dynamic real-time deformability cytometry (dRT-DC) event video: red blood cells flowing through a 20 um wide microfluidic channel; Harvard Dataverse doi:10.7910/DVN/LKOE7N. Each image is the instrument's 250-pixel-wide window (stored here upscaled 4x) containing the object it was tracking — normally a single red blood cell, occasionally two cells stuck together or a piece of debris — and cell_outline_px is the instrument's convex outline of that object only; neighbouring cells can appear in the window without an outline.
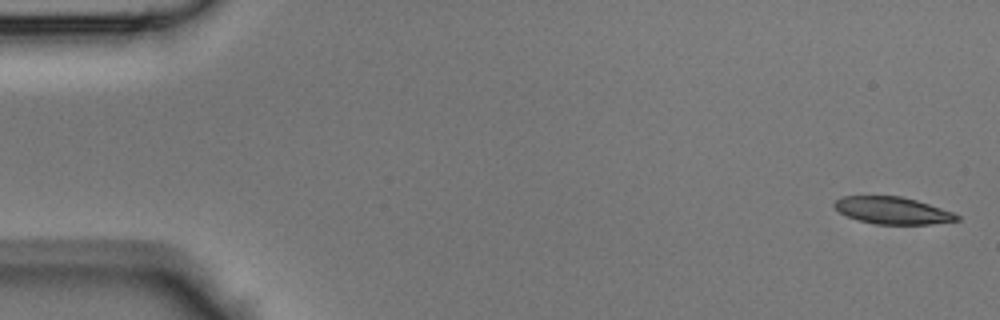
{"species": "Egyptian fruit bat (a non-hibernating species)", "species_latin": "Rousettus aegyptiacus", "temperature_condition": "room temperature", "stored_images_in_passage": 47, "camera_frame_rate_fps": 3000, "um_per_image_px": 0.085, "animal": {"sex": "male"}, "frame": {"image": 1, "passage_image": 1, "time_ms": 0.0, "image_size_px": [1000, 320], "cell_outline_px": [[960, 220], [932, 224], [876, 224], [860, 220], [848, 216], [840, 212], [832, 204], [836, 200], [844, 196], [900, 196], [916, 200], [952, 212], [960, 216]], "centroid_in_image_um": [75.88, 17.89], "position_along_channel_um": 9.1, "area_um2": 19.07}}
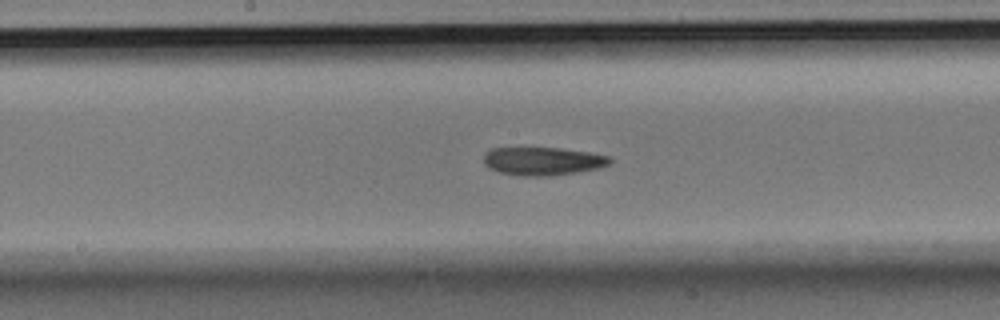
{"frame": {"image": 2, "passage_image": 24, "time_ms": 7.667, "image_size_px": [1000, 320], "cell_outline_px": [[612, 160], [608, 164], [596, 168], [576, 172], [548, 176], [520, 176], [500, 172], [488, 168], [484, 164], [484, 152], [492, 148], [560, 148], [592, 152], [608, 156]], "centroid_in_image_um": [46.09, 13.69], "position_along_channel_um": 202.1, "area_um2": 20.69}}
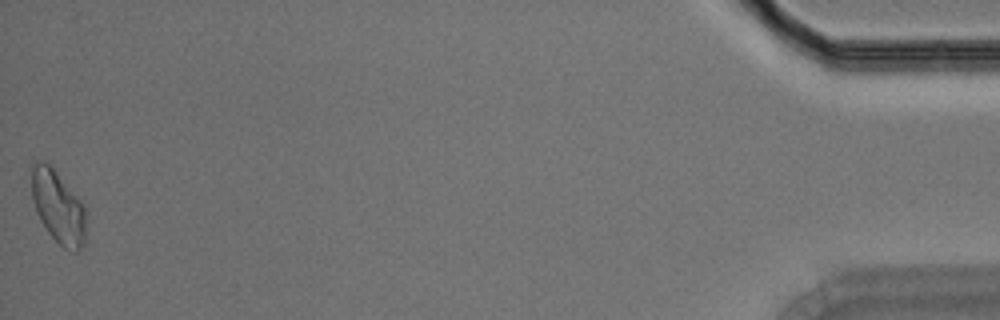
{"frame": {"image": 3, "passage_image": 47, "time_ms": 15.333, "image_size_px": [1000, 320], "cell_outline_px": [[88, 212], [84, 244], [76, 252], [72, 252], [64, 248], [48, 232], [40, 220], [36, 212], [32, 200], [28, 164], [36, 160], [44, 160], [56, 172], [84, 204]], "centroid_in_image_um": [4.91, 17.54], "position_along_channel_um": 430.3, "area_um2": 23.87}}